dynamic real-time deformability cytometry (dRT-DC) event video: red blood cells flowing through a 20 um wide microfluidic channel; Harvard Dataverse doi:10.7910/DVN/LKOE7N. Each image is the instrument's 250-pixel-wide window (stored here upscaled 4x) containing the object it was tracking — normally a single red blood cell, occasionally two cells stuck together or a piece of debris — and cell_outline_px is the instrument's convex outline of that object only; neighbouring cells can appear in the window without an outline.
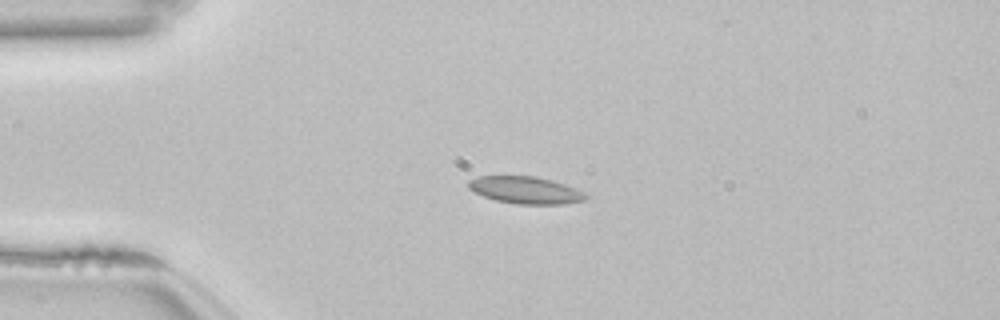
{"species": "common noctule bat (a hibernating species)", "species_latin": "Nyctalus noctula", "temperature_condition": "room temperature", "stored_images_in_passage": 5, "camera_frame_rate_fps": 3000, "um_per_image_px": 0.085, "animal": {"sex": "female", "body_mass_g": 22.7, "forearm_length_mm": 54.2}, "frame": {"image": 1, "passage_image": 1, "time_ms": 0.0, "image_size_px": [1000, 320], "cell_outline_px": [[588, 200], [564, 204], [516, 204], [496, 200], [484, 196], [468, 188], [468, 180], [476, 176], [536, 176], [552, 180], [576, 188], [584, 192], [588, 196]], "centroid_in_image_um": [44.7, 16.16], "position_along_channel_um": 40.3, "area_um2": 18.67}}